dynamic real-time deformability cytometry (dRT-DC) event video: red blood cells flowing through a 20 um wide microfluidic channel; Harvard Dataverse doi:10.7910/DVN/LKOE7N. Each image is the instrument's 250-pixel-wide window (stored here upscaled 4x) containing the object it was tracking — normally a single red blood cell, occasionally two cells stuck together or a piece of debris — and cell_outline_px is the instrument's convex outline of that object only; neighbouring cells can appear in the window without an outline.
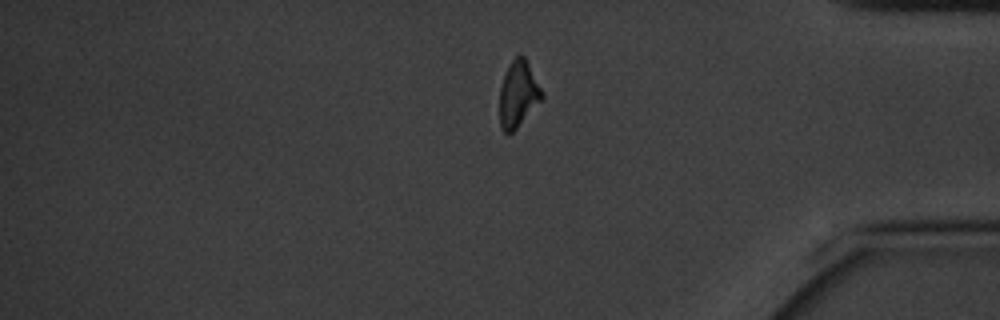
{"species": "common noctule bat (a hibernating species)", "species_latin": "Nyctalus noctula", "temperature_condition": "cold", "stored_images_in_passage": 14, "camera_frame_rate_fps": 3000, "um_per_image_px": 0.085, "animal": {"sex": "male", "body_mass_g": 20.1, "forearm_length_mm": 53.5}, "frame": {"image": 1, "passage_image": 14, "time_ms": 16.667, "image_size_px": [1000, 320], "cell_outline_px": [[544, 96], [516, 128], [508, 136], [500, 128], [500, 88], [504, 76], [512, 60], [520, 52], [524, 56], [544, 92]], "centroid_in_image_um": [44.05, 8.0], "position_along_channel_um": 391.2, "area_um2": 16.13}, "authors_computed_cell_mechanics": {"area_um2": 16.184, "velocity_mm_per_s": 3.2835, "shape_relaxation_time_tau1_ms": 1.5038, "shape_relaxation_time_tau2_ms": null, "deformation_change_tau1": 0.1726, "deformation_change_tau2": null}}